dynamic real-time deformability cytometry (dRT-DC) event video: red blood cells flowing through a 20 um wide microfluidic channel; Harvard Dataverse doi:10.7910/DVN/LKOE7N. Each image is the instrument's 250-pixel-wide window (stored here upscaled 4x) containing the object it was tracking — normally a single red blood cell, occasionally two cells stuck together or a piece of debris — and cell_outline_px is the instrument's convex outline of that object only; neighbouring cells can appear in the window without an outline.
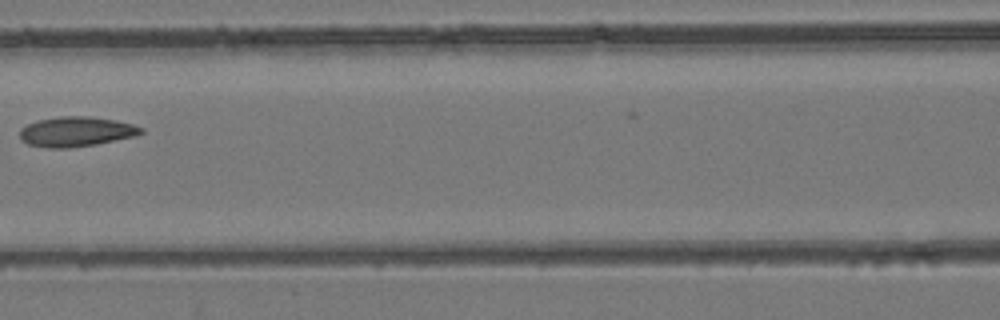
{"species": "common noctule bat (a hibernating species)", "species_latin": "Nyctalus noctula", "temperature_condition": "room temperature", "stored_images_in_passage": 9, "camera_frame_rate_fps": 3000, "um_per_image_px": 0.085, "animal": {"sex": "female", "body_mass_g": 24.6, "forearm_length_mm": 56.2}, "frame": {"image": 1, "passage_image": 7, "time_ms": 8.667, "image_size_px": [1000, 320], "cell_outline_px": [[144, 132], [136, 136], [96, 144], [68, 148], [48, 148], [28, 144], [20, 140], [20, 128], [36, 120], [60, 116], [88, 116], [116, 120], [132, 124], [144, 128]], "centroid_in_image_um": [6.47, 11.19], "position_along_channel_um": 160.1, "area_um2": 21.27}}
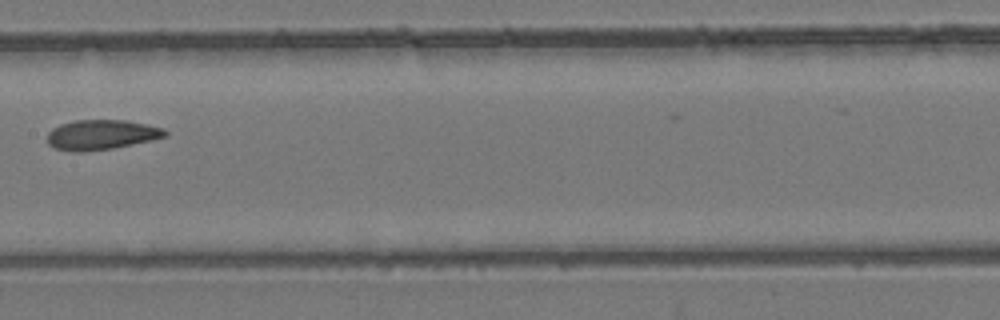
{"frame": {"image": 2, "passage_image": 8, "time_ms": 9.667, "image_size_px": [1000, 320], "cell_outline_px": [[168, 136], [132, 144], [112, 148], [84, 152], [72, 152], [56, 148], [48, 144], [48, 132], [52, 128], [60, 124], [76, 120], [128, 120], [148, 124], [164, 128], [168, 132]], "centroid_in_image_um": [8.63, 11.44], "position_along_channel_um": 198.8, "area_um2": 20.63}}
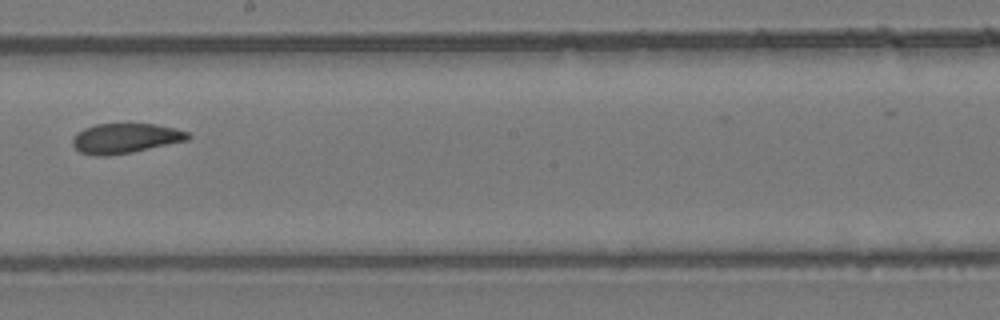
{"frame": {"image": 3, "passage_image": 9, "time_ms": 10.667, "image_size_px": [1000, 320], "cell_outline_px": [[192, 136], [188, 140], [132, 152], [108, 156], [96, 156], [80, 152], [72, 144], [72, 140], [76, 132], [84, 128], [96, 124], [156, 124], [176, 128], [188, 132]], "centroid_in_image_um": [10.65, 11.75], "position_along_channel_um": 237.5, "area_um2": 20.17}}